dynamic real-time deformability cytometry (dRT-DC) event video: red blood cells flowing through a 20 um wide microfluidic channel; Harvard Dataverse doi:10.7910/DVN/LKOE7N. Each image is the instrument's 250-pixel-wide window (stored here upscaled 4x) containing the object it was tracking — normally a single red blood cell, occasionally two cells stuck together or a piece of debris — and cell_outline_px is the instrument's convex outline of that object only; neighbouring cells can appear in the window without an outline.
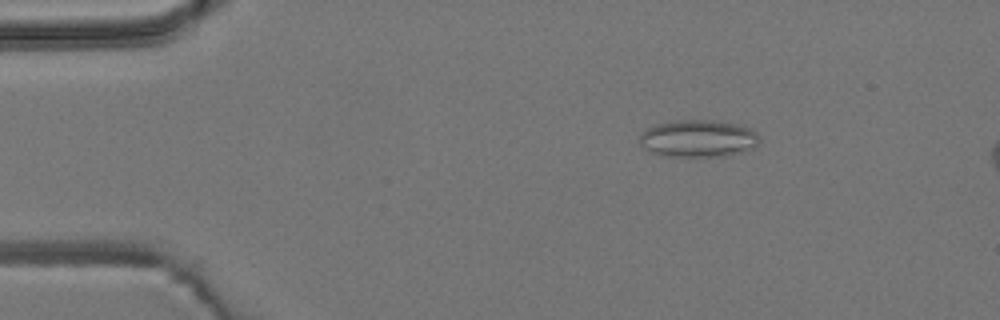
{"species": "common noctule bat (a hibernating species)", "species_latin": "Nyctalus noctula", "temperature_condition": "room temperature", "stored_images_in_passage": 4, "camera_frame_rate_fps": 3000, "um_per_image_px": 0.085, "animal": {"sex": "male", "body_mass_g": 19.2, "forearm_length_mm": 51.8}, "frame": {"image": 1, "passage_image": 2, "time_ms": 1.333, "image_size_px": [1000, 320], "cell_outline_px": [[760, 140], [756, 148], [724, 156], [660, 156], [644, 148], [640, 144], [640, 132], [656, 124], [680, 120], [712, 120], [736, 124], [748, 128], [756, 132], [760, 136]], "centroid_in_image_um": [59.35, 11.78], "position_along_channel_um": 25.6, "area_um2": 26.07}}